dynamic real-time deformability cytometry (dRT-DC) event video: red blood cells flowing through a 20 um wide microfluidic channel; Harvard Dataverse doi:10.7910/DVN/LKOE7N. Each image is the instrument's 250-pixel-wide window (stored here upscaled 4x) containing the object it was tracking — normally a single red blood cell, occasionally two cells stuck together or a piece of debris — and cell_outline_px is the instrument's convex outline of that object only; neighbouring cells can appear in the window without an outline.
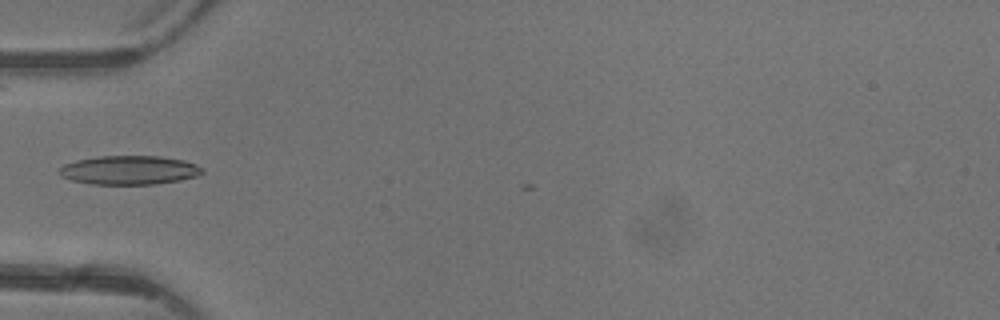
{"species": "common noctule bat (a hibernating species)", "species_latin": "Nyctalus noctula", "temperature_condition": "warm", "stored_images_in_passage": 6, "camera_frame_rate_fps": 3000, "um_per_image_px": 0.085, "animal": {"sex": "female"}, "frame": {"image": 1, "passage_image": 6, "time_ms": 6.667, "image_size_px": [1000, 320], "cell_outline_px": [[204, 172], [196, 176], [180, 180], [156, 184], [92, 184], [72, 180], [60, 176], [56, 172], [64, 164], [76, 160], [96, 156], [160, 156], [184, 160], [196, 164], [204, 168]], "centroid_in_image_um": [10.98, 14.45], "position_along_channel_um": 74.0, "area_um2": 24.28}}